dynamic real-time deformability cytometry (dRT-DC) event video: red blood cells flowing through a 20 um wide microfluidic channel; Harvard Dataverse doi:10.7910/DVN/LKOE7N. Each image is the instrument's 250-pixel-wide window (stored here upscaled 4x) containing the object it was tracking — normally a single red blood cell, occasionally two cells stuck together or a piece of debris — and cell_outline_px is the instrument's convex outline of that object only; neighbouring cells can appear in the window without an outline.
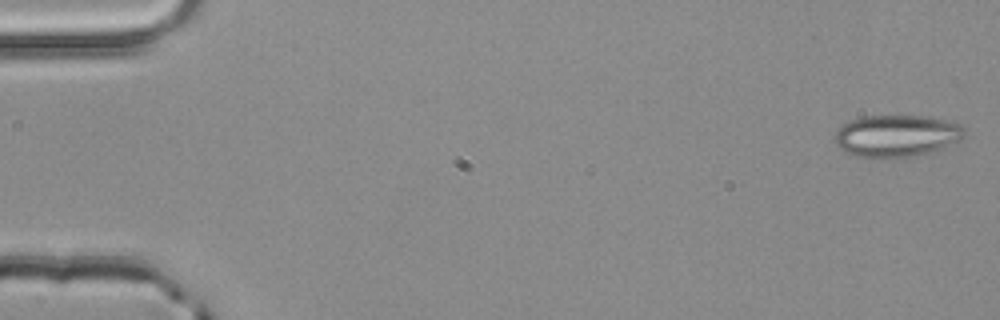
{"species": "common noctule bat (a hibernating species)", "species_latin": "Nyctalus noctula", "temperature_condition": "room temperature", "stored_images_in_passage": 52, "camera_frame_rate_fps": 3000, "um_per_image_px": 0.085, "animal": {"sex": "male", "body_mass_g": 20.4}, "frame": {"image": 1, "passage_image": 1, "time_ms": 0.0, "image_size_px": [1000, 320], "cell_outline_px": [[964, 136], [960, 140], [924, 156], [876, 160], [872, 160], [856, 156], [840, 148], [836, 144], [836, 132], [844, 124], [860, 116], [924, 116], [952, 120], [960, 124], [964, 128]], "centroid_in_image_um": [76.25, 11.58], "position_along_channel_um": 8.7, "area_um2": 32.48}}
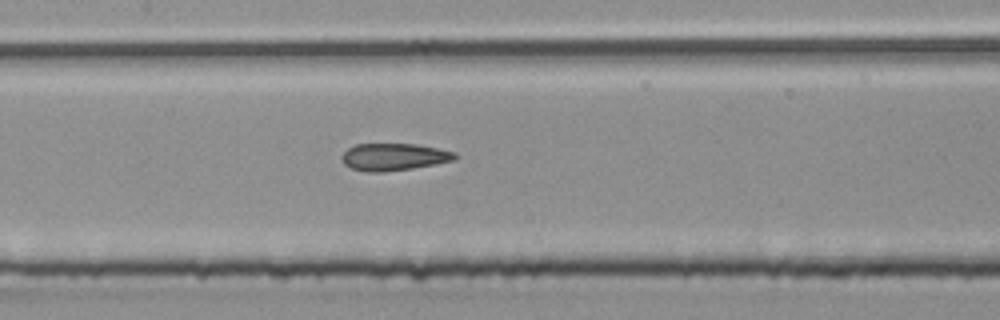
{"frame": {"image": 2, "passage_image": 25, "time_ms": 8.0, "image_size_px": [1000, 320], "cell_outline_px": [[456, 160], [436, 164], [412, 168], [384, 172], [368, 172], [352, 168], [344, 164], [344, 152], [348, 148], [356, 144], [416, 144], [456, 152]], "centroid_in_image_um": [33.52, 13.34], "position_along_channel_um": 173.9, "area_um2": 17.74}}
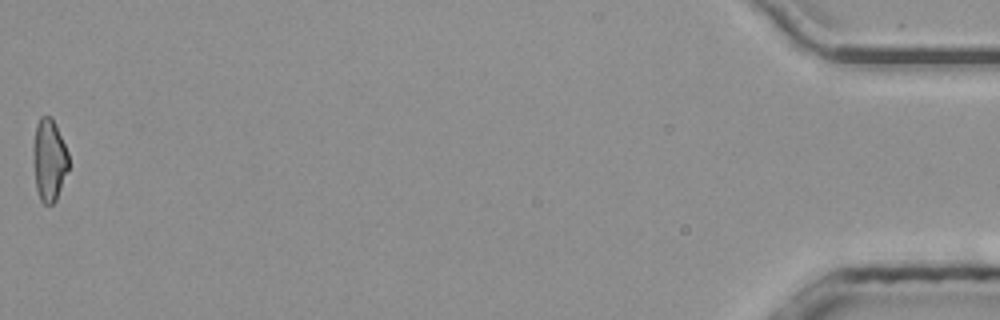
{"frame": {"image": 3, "passage_image": 52, "time_ms": 17.0, "image_size_px": [1000, 320], "cell_outline_px": [[68, 168], [56, 200], [52, 204], [44, 204], [40, 200], [36, 188], [32, 156], [32, 148], [36, 124], [40, 116], [52, 116], [68, 152]], "centroid_in_image_um": [4.15, 13.57], "position_along_channel_um": 431.1, "area_um2": 17.05}, "authors_computed_cell_mechanics": {"area_um2": 18.1492, "velocity_mm_per_s": 4.0221, "shape_relaxation_time_tau1_ms": null, "shape_relaxation_time_tau2_ms": 3.4762, "deformation_change_tau1": null, "deformation_change_tau2": 0.1182}}